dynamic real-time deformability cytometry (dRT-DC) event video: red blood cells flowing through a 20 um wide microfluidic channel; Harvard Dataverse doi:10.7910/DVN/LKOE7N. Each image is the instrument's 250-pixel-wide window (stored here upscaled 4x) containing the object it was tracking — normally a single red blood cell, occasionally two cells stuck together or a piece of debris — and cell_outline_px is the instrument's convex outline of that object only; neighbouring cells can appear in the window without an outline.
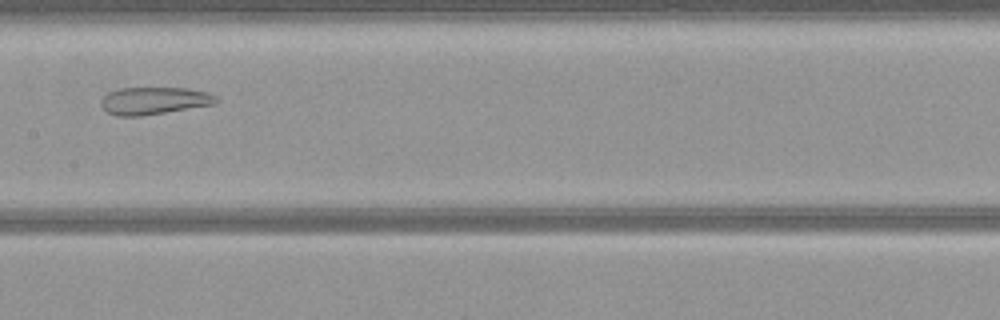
{"species": "common noctule bat (a hibernating species)", "species_latin": "Nyctalus noctula", "temperature_condition": "warm", "stored_images_in_passage": 46, "camera_frame_rate_fps": 3000, "um_per_image_px": 0.085, "animal": {"sex": "female", "body_mass_g": 21.9}, "frame": {"image": 1, "passage_image": 20, "time_ms": 6.333, "image_size_px": [1000, 320], "cell_outline_px": [[220, 100], [216, 104], [140, 116], [116, 116], [108, 112], [100, 104], [100, 100], [108, 92], [120, 88], [188, 88], [208, 92], [216, 96]], "centroid_in_image_um": [13.12, 8.55], "position_along_channel_um": 194.3, "area_um2": 18.44}}
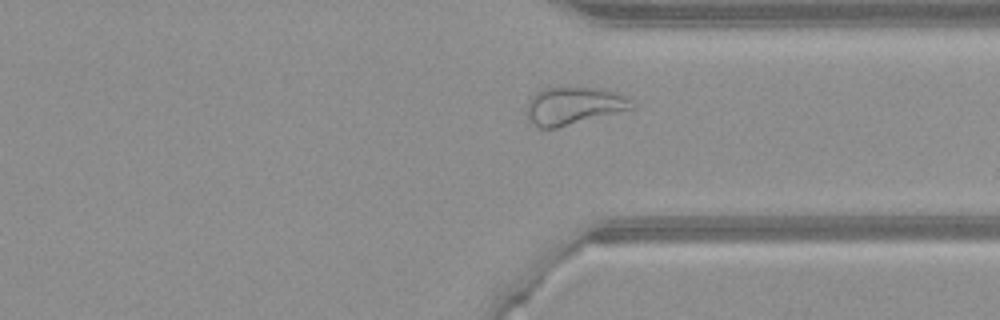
{"frame": {"image": 2, "passage_image": 33, "time_ms": 10.667, "image_size_px": [1000, 320], "cell_outline_px": [[636, 108], [556, 128], [536, 128], [528, 116], [528, 100], [536, 92], [544, 88], [600, 88], [624, 96]], "centroid_in_image_um": [48.74, 9.01], "position_along_channel_um": 362.7, "area_um2": 22.6}}
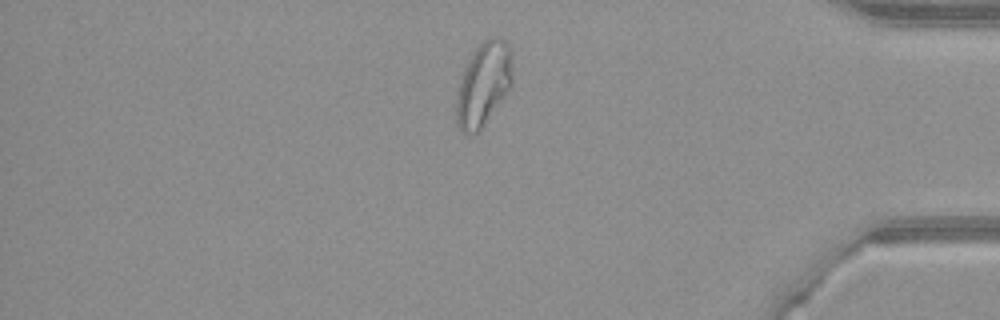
{"frame": {"image": 3, "passage_image": 38, "time_ms": 12.333, "image_size_px": [1000, 320], "cell_outline_px": [[512, 88], [484, 124], [476, 132], [460, 132], [456, 120], [456, 100], [460, 80], [464, 68], [476, 48], [488, 36], [496, 36], [504, 40], [508, 44], [512, 56]], "centroid_in_image_um": [41.12, 7.12], "position_along_channel_um": 394.1, "area_um2": 27.4}}